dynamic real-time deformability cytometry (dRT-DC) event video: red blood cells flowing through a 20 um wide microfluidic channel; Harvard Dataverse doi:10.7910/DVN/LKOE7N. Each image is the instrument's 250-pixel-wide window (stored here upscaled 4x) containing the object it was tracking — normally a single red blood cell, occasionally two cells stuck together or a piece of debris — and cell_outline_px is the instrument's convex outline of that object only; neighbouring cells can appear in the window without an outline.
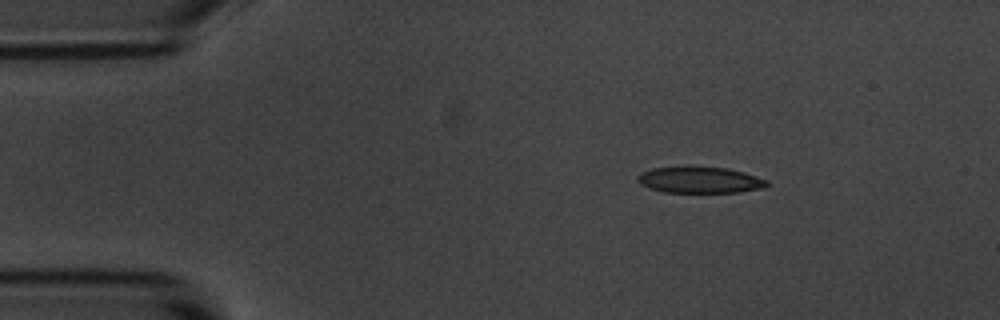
{"species": "common noctule bat (a hibernating species)", "species_latin": "Nyctalus noctula", "temperature_condition": "room temperature", "stored_images_in_passage": 4, "camera_frame_rate_fps": 3000, "um_per_image_px": 0.085, "animal": {"sex": "male", "body_mass_g": 20.1, "forearm_length_mm": 53.5}, "frame": {"image": 1, "passage_image": 2, "time_ms": 1.0, "image_size_px": [1000, 320], "cell_outline_px": [[768, 184], [764, 188], [740, 192], [664, 192], [640, 184], [636, 180], [636, 176], [640, 172], [652, 168], [724, 168], [744, 172], [768, 180]], "centroid_in_image_um": [59.49, 15.31], "position_along_channel_um": 25.5, "area_um2": 19.36}}
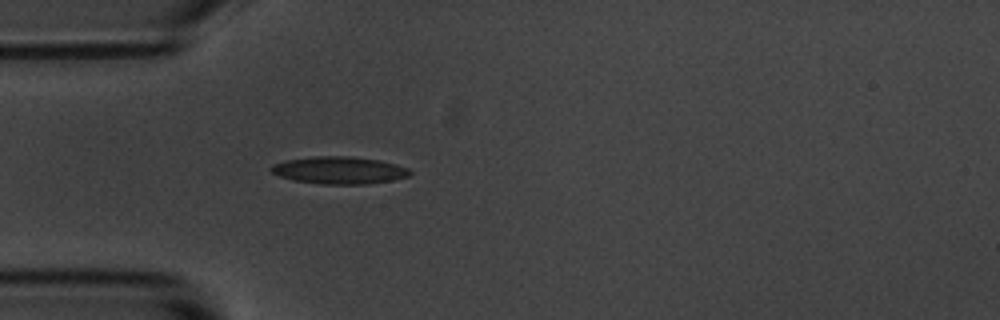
{"frame": {"image": 2, "passage_image": 4, "time_ms": 3.333, "image_size_px": [1000, 320], "cell_outline_px": [[412, 172], [408, 176], [392, 180], [364, 184], [320, 184], [292, 180], [280, 176], [272, 172], [268, 168], [272, 164], [284, 160], [312, 156], [352, 156], [380, 160], [396, 164], [408, 168]], "centroid_in_image_um": [28.8, 14.46], "position_along_channel_um": 56.2, "area_um2": 22.25}}